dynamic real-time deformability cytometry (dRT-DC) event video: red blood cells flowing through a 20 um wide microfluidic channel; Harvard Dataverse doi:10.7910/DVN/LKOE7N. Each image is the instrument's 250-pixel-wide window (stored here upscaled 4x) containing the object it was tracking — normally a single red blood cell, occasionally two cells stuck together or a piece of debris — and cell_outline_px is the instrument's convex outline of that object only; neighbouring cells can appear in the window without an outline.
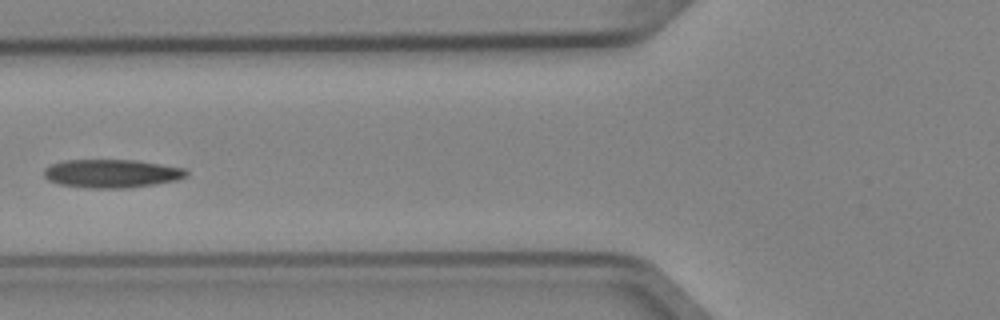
{"species": "Egyptian fruit bat (a non-hibernating species)", "species_latin": "Rousettus aegyptiacus", "temperature_condition": "cold", "stored_images_in_passage": 6, "camera_frame_rate_fps": 3000, "um_per_image_px": 0.085, "animal": {"sex": "female"}, "frame": {"image": 1, "passage_image": 6, "time_ms": 1.667, "image_size_px": [1000, 320], "cell_outline_px": [[188, 176], [176, 180], [128, 188], [88, 188], [60, 184], [48, 180], [44, 176], [44, 168], [52, 164], [64, 160], [136, 160], [184, 168], [188, 172]], "centroid_in_image_um": [9.48, 14.74], "position_along_channel_um": 116.3, "area_um2": 23.47}}